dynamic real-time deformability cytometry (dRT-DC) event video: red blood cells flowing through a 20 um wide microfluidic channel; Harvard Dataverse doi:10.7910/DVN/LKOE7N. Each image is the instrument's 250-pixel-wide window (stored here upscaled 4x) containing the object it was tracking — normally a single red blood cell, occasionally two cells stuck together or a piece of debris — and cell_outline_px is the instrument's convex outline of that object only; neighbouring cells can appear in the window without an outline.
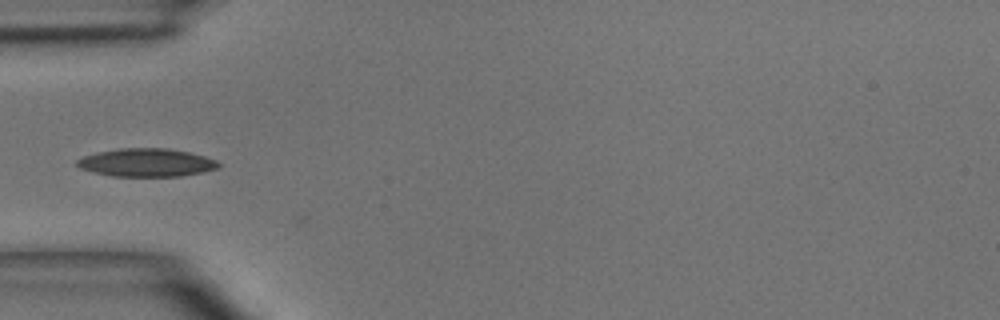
{"species": "common noctule bat (a hibernating species)", "species_latin": "Nyctalus noctula", "temperature_condition": "room temperature", "stored_images_in_passage": 5, "camera_frame_rate_fps": 3000, "um_per_image_px": 0.085, "animal": {"sex": "male", "body_mass_g": 15.6}, "frame": {"image": 1, "passage_image": 5, "time_ms": 4.333, "image_size_px": [1000, 320], "cell_outline_px": [[220, 168], [204, 172], [180, 176], [112, 176], [92, 172], [80, 168], [76, 164], [76, 160], [84, 156], [100, 152], [120, 148], [168, 148], [188, 152], [204, 156], [216, 160], [220, 164]], "centroid_in_image_um": [12.47, 13.82], "position_along_channel_um": 72.5, "area_um2": 23.18}}